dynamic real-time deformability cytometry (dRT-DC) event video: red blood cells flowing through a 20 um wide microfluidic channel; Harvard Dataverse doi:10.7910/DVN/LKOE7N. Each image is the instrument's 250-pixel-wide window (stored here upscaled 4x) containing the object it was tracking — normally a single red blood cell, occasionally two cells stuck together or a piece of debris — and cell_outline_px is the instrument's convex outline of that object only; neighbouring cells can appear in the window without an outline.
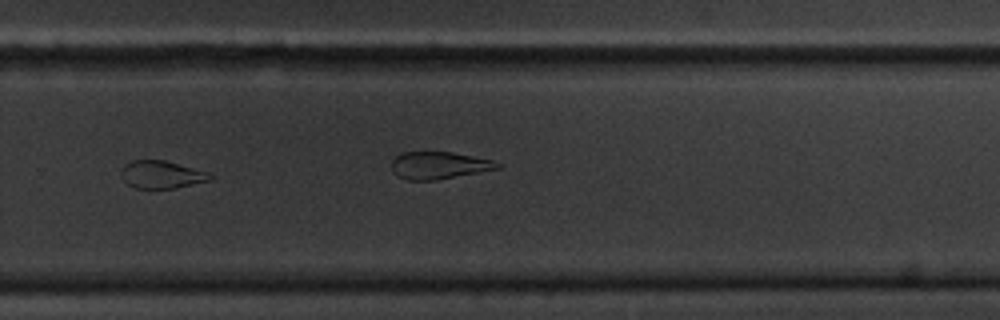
{"species": "common noctule bat (a hibernating species)", "species_latin": "Nyctalus noctula", "temperature_condition": "cold", "stored_images_in_passage": 15, "camera_frame_rate_fps": 3000, "um_per_image_px": 0.085, "animal": {"sex": "male", "body_mass_g": 20.1, "forearm_length_mm": 53.5}, "frame": {"image": 1, "passage_image": 9, "time_ms": 9.667, "image_size_px": [1000, 320], "cell_outline_px": [[212, 180], [176, 188], [136, 188], [128, 184], [124, 180], [120, 172], [124, 164], [132, 160], [164, 160], [212, 172]], "centroid_in_image_um": [13.78, 14.83], "position_along_channel_um": 316.0, "area_um2": 14.51}}
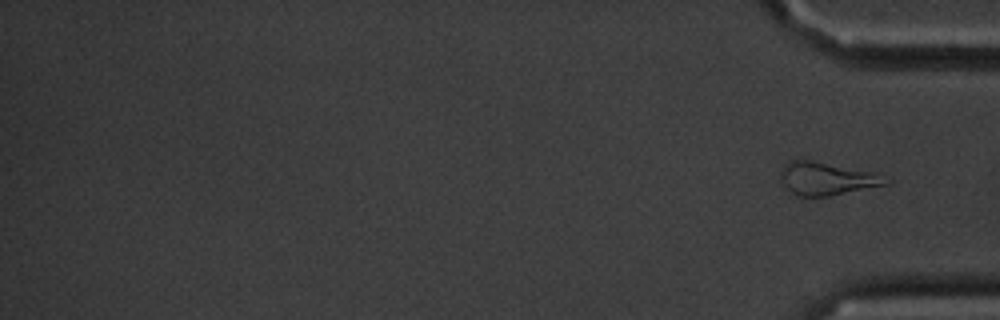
{"frame": {"image": 2, "passage_image": 15, "time_ms": 17.667, "image_size_px": [1000, 320], "cell_outline_px": [[892, 180], [888, 184], [828, 196], [796, 196], [780, 184], [780, 168], [788, 160], [812, 160], [876, 172]], "centroid_in_image_um": [70.24, 15.17], "position_along_channel_um": 365.0, "area_um2": 20.58}, "authors_computed_cell_mechanics": {"area_um2": 19.4208, "velocity_mm_per_s": 3.4164, "shape_relaxation_time_tau1_ms": 2.6905, "shape_relaxation_time_tau2_ms": null, "deformation_change_tau1": 0.0799, "deformation_change_tau2": null}}